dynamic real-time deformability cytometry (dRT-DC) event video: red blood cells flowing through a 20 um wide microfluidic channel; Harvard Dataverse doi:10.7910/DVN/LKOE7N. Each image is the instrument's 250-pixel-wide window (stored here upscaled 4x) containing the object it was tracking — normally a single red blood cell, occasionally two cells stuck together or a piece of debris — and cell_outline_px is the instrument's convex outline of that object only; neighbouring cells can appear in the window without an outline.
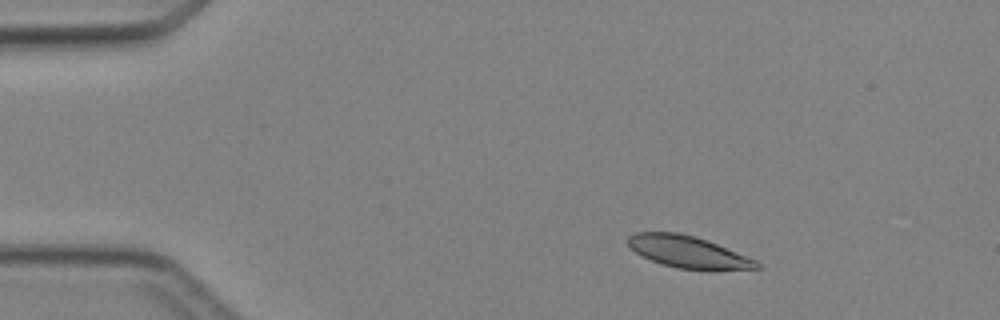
{"species": "Egyptian fruit bat (a non-hibernating species)", "species_latin": "Rousettus aegyptiacus", "temperature_condition": "cold", "stored_images_in_passage": 5, "camera_frame_rate_fps": 3000, "um_per_image_px": 0.085, "animal": {"sex": "female"}, "frame": {"image": 1, "passage_image": 2, "time_ms": 1.333, "image_size_px": [1000, 320], "cell_outline_px": [[760, 268], [712, 272], [676, 268], [652, 260], [636, 252], [624, 240], [628, 236], [636, 232], [680, 232], [696, 236], [708, 240], [756, 260], [760, 264]], "centroid_in_image_um": [58.53, 21.43], "position_along_channel_um": 26.5, "area_um2": 24.45}}
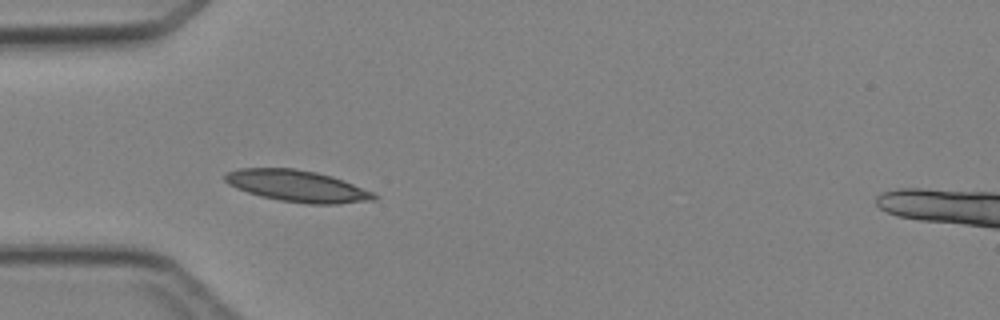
{"frame": {"image": 2, "passage_image": 4, "time_ms": 3.667, "image_size_px": [1000, 320], "cell_outline_px": [[380, 196], [376, 200], [336, 204], [308, 204], [280, 200], [260, 196], [236, 188], [228, 184], [224, 180], [224, 176], [228, 172], [240, 168], [292, 168], [316, 172], [332, 176], [344, 180], [372, 192]], "centroid_in_image_um": [25.29, 15.82], "position_along_channel_um": 59.7, "area_um2": 27.4}}
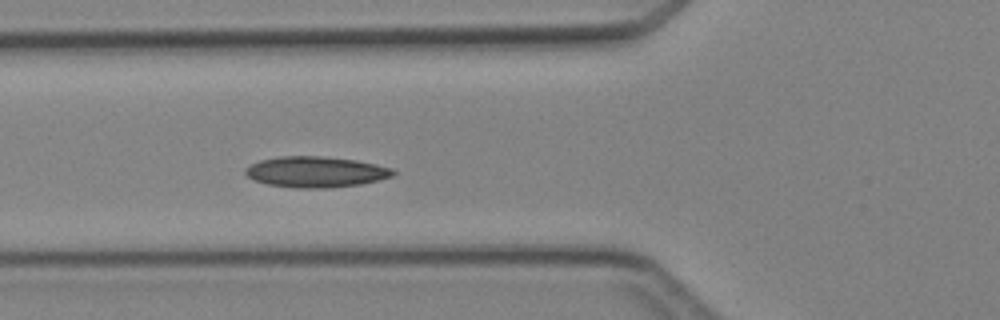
{"frame": {"image": 3, "passage_image": 5, "time_ms": 4.667, "image_size_px": [1000, 320], "cell_outline_px": [[396, 176], [360, 184], [332, 188], [296, 188], [268, 184], [256, 180], [248, 176], [244, 172], [244, 168], [260, 160], [280, 156], [324, 156], [356, 160], [376, 164], [392, 168], [396, 172]], "centroid_in_image_um": [26.88, 14.61], "position_along_channel_um": 98.9, "area_um2": 26.65}}